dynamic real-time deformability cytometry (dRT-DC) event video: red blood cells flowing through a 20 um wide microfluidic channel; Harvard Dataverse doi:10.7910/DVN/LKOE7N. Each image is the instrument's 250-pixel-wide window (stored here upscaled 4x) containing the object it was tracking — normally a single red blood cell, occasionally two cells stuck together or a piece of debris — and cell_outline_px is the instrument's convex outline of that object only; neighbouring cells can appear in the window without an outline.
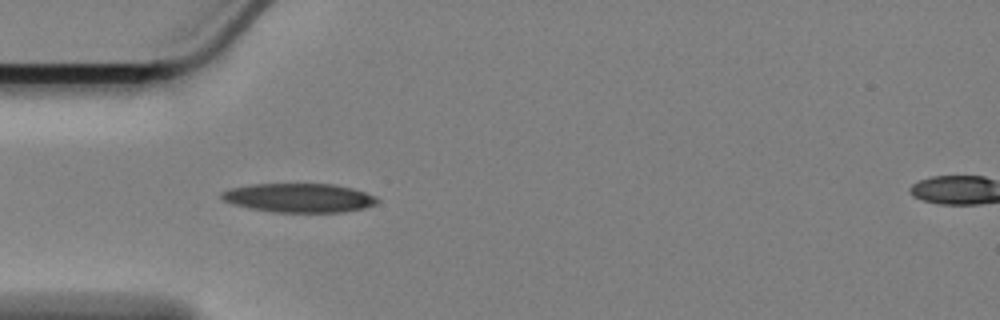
{"species": "Egyptian fruit bat (a non-hibernating species)", "species_latin": "Rousettus aegyptiacus", "temperature_condition": "cold", "stored_images_in_passage": 12, "camera_frame_rate_fps": 3000, "um_per_image_px": 0.085, "animal": {"sex": "female"}, "frame": {"image": 1, "passage_image": 1, "time_ms": 0.0, "image_size_px": [1000, 320], "cell_outline_px": [[380, 200], [376, 204], [364, 208], [344, 212], [272, 212], [232, 204], [224, 200], [220, 196], [220, 192], [232, 188], [252, 184], [332, 184], [352, 188], [376, 196]], "centroid_in_image_um": [25.44, 16.82], "position_along_channel_um": 59.6, "area_um2": 26.24}}
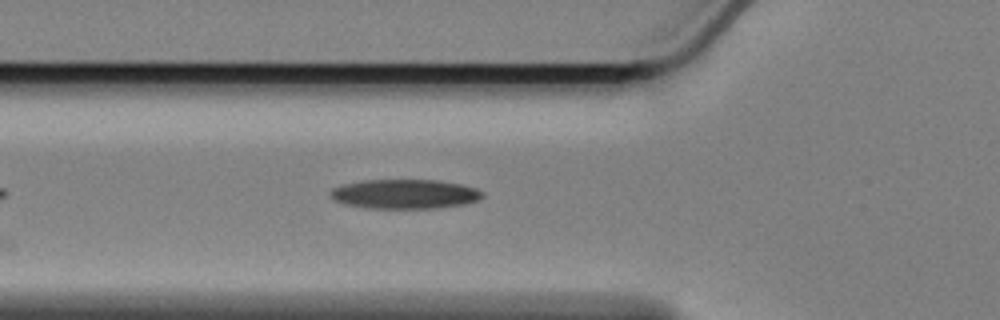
{"frame": {"image": 2, "passage_image": 4, "time_ms": 1.0, "image_size_px": [1000, 320], "cell_outline_px": [[484, 196], [480, 200], [464, 204], [440, 208], [368, 208], [344, 204], [328, 196], [328, 192], [332, 188], [340, 184], [360, 180], [436, 180], [460, 184], [476, 188], [484, 192]], "centroid_in_image_um": [34.38, 16.49], "position_along_channel_um": 91.4, "area_um2": 26.41}}